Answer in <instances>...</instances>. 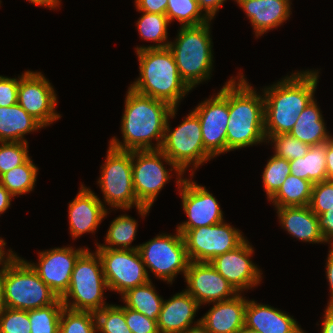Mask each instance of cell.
Wrapping results in <instances>:
<instances>
[{"label": "cell", "mask_w": 333, "mask_h": 333, "mask_svg": "<svg viewBox=\"0 0 333 333\" xmlns=\"http://www.w3.org/2000/svg\"><path fill=\"white\" fill-rule=\"evenodd\" d=\"M318 75V70H300L263 89L266 139L289 134L300 113L314 98Z\"/></svg>", "instance_id": "1"}, {"label": "cell", "mask_w": 333, "mask_h": 333, "mask_svg": "<svg viewBox=\"0 0 333 333\" xmlns=\"http://www.w3.org/2000/svg\"><path fill=\"white\" fill-rule=\"evenodd\" d=\"M124 107L121 120L123 142L114 136L109 141V146L121 151L161 149L167 118L173 107L161 100L139 94L130 87ZM154 139L157 141L155 145L152 143Z\"/></svg>", "instance_id": "2"}, {"label": "cell", "mask_w": 333, "mask_h": 333, "mask_svg": "<svg viewBox=\"0 0 333 333\" xmlns=\"http://www.w3.org/2000/svg\"><path fill=\"white\" fill-rule=\"evenodd\" d=\"M236 77L229 80L227 152L266 142L264 97L247 82L243 73Z\"/></svg>", "instance_id": "3"}, {"label": "cell", "mask_w": 333, "mask_h": 333, "mask_svg": "<svg viewBox=\"0 0 333 333\" xmlns=\"http://www.w3.org/2000/svg\"><path fill=\"white\" fill-rule=\"evenodd\" d=\"M140 76L129 86L135 92L161 100L171 107L192 90L178 73L169 48H145L136 52Z\"/></svg>", "instance_id": "4"}, {"label": "cell", "mask_w": 333, "mask_h": 333, "mask_svg": "<svg viewBox=\"0 0 333 333\" xmlns=\"http://www.w3.org/2000/svg\"><path fill=\"white\" fill-rule=\"evenodd\" d=\"M210 23L211 20L198 26H180L176 40L168 45L178 73L191 89L212 75L214 61Z\"/></svg>", "instance_id": "5"}, {"label": "cell", "mask_w": 333, "mask_h": 333, "mask_svg": "<svg viewBox=\"0 0 333 333\" xmlns=\"http://www.w3.org/2000/svg\"><path fill=\"white\" fill-rule=\"evenodd\" d=\"M7 308L32 310L55 303L59 297L27 260L14 254L0 276Z\"/></svg>", "instance_id": "6"}, {"label": "cell", "mask_w": 333, "mask_h": 333, "mask_svg": "<svg viewBox=\"0 0 333 333\" xmlns=\"http://www.w3.org/2000/svg\"><path fill=\"white\" fill-rule=\"evenodd\" d=\"M105 289L108 287L101 258L97 251L91 253L87 248L78 257L71 274L69 288L60 299L67 309L95 313L108 306L104 300Z\"/></svg>", "instance_id": "7"}, {"label": "cell", "mask_w": 333, "mask_h": 333, "mask_svg": "<svg viewBox=\"0 0 333 333\" xmlns=\"http://www.w3.org/2000/svg\"><path fill=\"white\" fill-rule=\"evenodd\" d=\"M177 107L172 108L165 126L161 151L183 172L190 168V176L194 170L214 157L205 149L202 140L201 124L197 114L191 111L176 129L171 130L169 120L177 114Z\"/></svg>", "instance_id": "8"}, {"label": "cell", "mask_w": 333, "mask_h": 333, "mask_svg": "<svg viewBox=\"0 0 333 333\" xmlns=\"http://www.w3.org/2000/svg\"><path fill=\"white\" fill-rule=\"evenodd\" d=\"M101 169L97 184L101 188L106 205L111 209L122 210H129L135 206L141 217H145L150 207L142 206L136 198L133 188L132 151H121L109 146Z\"/></svg>", "instance_id": "9"}, {"label": "cell", "mask_w": 333, "mask_h": 333, "mask_svg": "<svg viewBox=\"0 0 333 333\" xmlns=\"http://www.w3.org/2000/svg\"><path fill=\"white\" fill-rule=\"evenodd\" d=\"M166 162L177 174V186L184 180V173L160 150L132 151L133 188L138 202L142 206L152 207L157 195L167 181L170 172L165 168Z\"/></svg>", "instance_id": "10"}, {"label": "cell", "mask_w": 333, "mask_h": 333, "mask_svg": "<svg viewBox=\"0 0 333 333\" xmlns=\"http://www.w3.org/2000/svg\"><path fill=\"white\" fill-rule=\"evenodd\" d=\"M139 253L145 264L158 279L173 283L181 272L185 276L190 260L187 255L183 235L176 229V234L155 236L153 239L139 245Z\"/></svg>", "instance_id": "11"}, {"label": "cell", "mask_w": 333, "mask_h": 333, "mask_svg": "<svg viewBox=\"0 0 333 333\" xmlns=\"http://www.w3.org/2000/svg\"><path fill=\"white\" fill-rule=\"evenodd\" d=\"M184 238L187 255L193 262H210L238 247L246 238L226 222L194 229H177Z\"/></svg>", "instance_id": "12"}, {"label": "cell", "mask_w": 333, "mask_h": 333, "mask_svg": "<svg viewBox=\"0 0 333 333\" xmlns=\"http://www.w3.org/2000/svg\"><path fill=\"white\" fill-rule=\"evenodd\" d=\"M108 290L120 295L150 281L139 250L96 249Z\"/></svg>", "instance_id": "13"}, {"label": "cell", "mask_w": 333, "mask_h": 333, "mask_svg": "<svg viewBox=\"0 0 333 333\" xmlns=\"http://www.w3.org/2000/svg\"><path fill=\"white\" fill-rule=\"evenodd\" d=\"M200 121L205 149L216 157L227 152V124L229 120V80L217 95L199 103L193 110Z\"/></svg>", "instance_id": "14"}, {"label": "cell", "mask_w": 333, "mask_h": 333, "mask_svg": "<svg viewBox=\"0 0 333 333\" xmlns=\"http://www.w3.org/2000/svg\"><path fill=\"white\" fill-rule=\"evenodd\" d=\"M17 103L43 127L60 119L57 94L41 72L25 71L19 76Z\"/></svg>", "instance_id": "15"}, {"label": "cell", "mask_w": 333, "mask_h": 333, "mask_svg": "<svg viewBox=\"0 0 333 333\" xmlns=\"http://www.w3.org/2000/svg\"><path fill=\"white\" fill-rule=\"evenodd\" d=\"M191 180L185 177L177 187L188 220L177 225L176 229H194L223 222V211L217 199L205 186Z\"/></svg>", "instance_id": "16"}, {"label": "cell", "mask_w": 333, "mask_h": 333, "mask_svg": "<svg viewBox=\"0 0 333 333\" xmlns=\"http://www.w3.org/2000/svg\"><path fill=\"white\" fill-rule=\"evenodd\" d=\"M185 290L202 304L226 301L239 294L210 262L190 261L185 273Z\"/></svg>", "instance_id": "17"}, {"label": "cell", "mask_w": 333, "mask_h": 333, "mask_svg": "<svg viewBox=\"0 0 333 333\" xmlns=\"http://www.w3.org/2000/svg\"><path fill=\"white\" fill-rule=\"evenodd\" d=\"M245 239L238 247L216 256L210 263L238 293L260 284L262 271L252 262L253 247Z\"/></svg>", "instance_id": "18"}, {"label": "cell", "mask_w": 333, "mask_h": 333, "mask_svg": "<svg viewBox=\"0 0 333 333\" xmlns=\"http://www.w3.org/2000/svg\"><path fill=\"white\" fill-rule=\"evenodd\" d=\"M58 247L38 253V263L28 262L44 283L61 298L69 288L78 257L87 249Z\"/></svg>", "instance_id": "19"}, {"label": "cell", "mask_w": 333, "mask_h": 333, "mask_svg": "<svg viewBox=\"0 0 333 333\" xmlns=\"http://www.w3.org/2000/svg\"><path fill=\"white\" fill-rule=\"evenodd\" d=\"M88 187L81 184L80 191L69 203V230L73 240L85 233H94L107 216V208Z\"/></svg>", "instance_id": "20"}, {"label": "cell", "mask_w": 333, "mask_h": 333, "mask_svg": "<svg viewBox=\"0 0 333 333\" xmlns=\"http://www.w3.org/2000/svg\"><path fill=\"white\" fill-rule=\"evenodd\" d=\"M245 12L258 38L282 25L291 15V0H234Z\"/></svg>", "instance_id": "21"}, {"label": "cell", "mask_w": 333, "mask_h": 333, "mask_svg": "<svg viewBox=\"0 0 333 333\" xmlns=\"http://www.w3.org/2000/svg\"><path fill=\"white\" fill-rule=\"evenodd\" d=\"M245 325L261 333H306L293 316L255 300H247Z\"/></svg>", "instance_id": "22"}, {"label": "cell", "mask_w": 333, "mask_h": 333, "mask_svg": "<svg viewBox=\"0 0 333 333\" xmlns=\"http://www.w3.org/2000/svg\"><path fill=\"white\" fill-rule=\"evenodd\" d=\"M200 305L186 291L163 300L157 319L159 333H182L193 324L194 317Z\"/></svg>", "instance_id": "23"}, {"label": "cell", "mask_w": 333, "mask_h": 333, "mask_svg": "<svg viewBox=\"0 0 333 333\" xmlns=\"http://www.w3.org/2000/svg\"><path fill=\"white\" fill-rule=\"evenodd\" d=\"M242 294H237L234 298L214 302L200 322L211 333H238L245 325V309L247 300Z\"/></svg>", "instance_id": "24"}, {"label": "cell", "mask_w": 333, "mask_h": 333, "mask_svg": "<svg viewBox=\"0 0 333 333\" xmlns=\"http://www.w3.org/2000/svg\"><path fill=\"white\" fill-rule=\"evenodd\" d=\"M283 229L292 237L309 243H326L319 230L318 218L309 205L275 208Z\"/></svg>", "instance_id": "25"}, {"label": "cell", "mask_w": 333, "mask_h": 333, "mask_svg": "<svg viewBox=\"0 0 333 333\" xmlns=\"http://www.w3.org/2000/svg\"><path fill=\"white\" fill-rule=\"evenodd\" d=\"M316 101L313 98L308 103L289 132L291 136L310 146L326 143L333 138L327 132V127Z\"/></svg>", "instance_id": "26"}, {"label": "cell", "mask_w": 333, "mask_h": 333, "mask_svg": "<svg viewBox=\"0 0 333 333\" xmlns=\"http://www.w3.org/2000/svg\"><path fill=\"white\" fill-rule=\"evenodd\" d=\"M44 128L18 103L0 107V142H28L25 134Z\"/></svg>", "instance_id": "27"}, {"label": "cell", "mask_w": 333, "mask_h": 333, "mask_svg": "<svg viewBox=\"0 0 333 333\" xmlns=\"http://www.w3.org/2000/svg\"><path fill=\"white\" fill-rule=\"evenodd\" d=\"M326 143L310 146L301 158L289 161L291 174L312 184L326 181Z\"/></svg>", "instance_id": "28"}, {"label": "cell", "mask_w": 333, "mask_h": 333, "mask_svg": "<svg viewBox=\"0 0 333 333\" xmlns=\"http://www.w3.org/2000/svg\"><path fill=\"white\" fill-rule=\"evenodd\" d=\"M152 284L150 280L146 284L131 288L122 294L121 298L126 308L137 311L149 319L157 320L164 299L157 294Z\"/></svg>", "instance_id": "29"}, {"label": "cell", "mask_w": 333, "mask_h": 333, "mask_svg": "<svg viewBox=\"0 0 333 333\" xmlns=\"http://www.w3.org/2000/svg\"><path fill=\"white\" fill-rule=\"evenodd\" d=\"M312 186L310 181L290 174L269 201L275 208L307 206L310 204Z\"/></svg>", "instance_id": "30"}, {"label": "cell", "mask_w": 333, "mask_h": 333, "mask_svg": "<svg viewBox=\"0 0 333 333\" xmlns=\"http://www.w3.org/2000/svg\"><path fill=\"white\" fill-rule=\"evenodd\" d=\"M137 226L138 223L134 218L121 214L110 223L104 240L106 244L96 243V249L138 250L139 245L131 247V243L135 240Z\"/></svg>", "instance_id": "31"}, {"label": "cell", "mask_w": 333, "mask_h": 333, "mask_svg": "<svg viewBox=\"0 0 333 333\" xmlns=\"http://www.w3.org/2000/svg\"><path fill=\"white\" fill-rule=\"evenodd\" d=\"M142 16L137 21V29L141 38L144 40H148L150 42H155L154 45L145 46H137L136 52L145 48H167L169 45L168 39V26L169 20L166 15L156 14V13H146L143 11Z\"/></svg>", "instance_id": "32"}, {"label": "cell", "mask_w": 333, "mask_h": 333, "mask_svg": "<svg viewBox=\"0 0 333 333\" xmlns=\"http://www.w3.org/2000/svg\"><path fill=\"white\" fill-rule=\"evenodd\" d=\"M38 170V167H36L30 157L25 163L3 173L0 176V184L13 197L26 194L34 189Z\"/></svg>", "instance_id": "33"}, {"label": "cell", "mask_w": 333, "mask_h": 333, "mask_svg": "<svg viewBox=\"0 0 333 333\" xmlns=\"http://www.w3.org/2000/svg\"><path fill=\"white\" fill-rule=\"evenodd\" d=\"M165 15L170 24L176 19L181 27L198 26L210 21L200 10L197 0H168Z\"/></svg>", "instance_id": "34"}, {"label": "cell", "mask_w": 333, "mask_h": 333, "mask_svg": "<svg viewBox=\"0 0 333 333\" xmlns=\"http://www.w3.org/2000/svg\"><path fill=\"white\" fill-rule=\"evenodd\" d=\"M64 305L59 298L55 303L28 310L31 333H59V323Z\"/></svg>", "instance_id": "35"}, {"label": "cell", "mask_w": 333, "mask_h": 333, "mask_svg": "<svg viewBox=\"0 0 333 333\" xmlns=\"http://www.w3.org/2000/svg\"><path fill=\"white\" fill-rule=\"evenodd\" d=\"M95 313L63 308L59 323V333H96Z\"/></svg>", "instance_id": "36"}, {"label": "cell", "mask_w": 333, "mask_h": 333, "mask_svg": "<svg viewBox=\"0 0 333 333\" xmlns=\"http://www.w3.org/2000/svg\"><path fill=\"white\" fill-rule=\"evenodd\" d=\"M290 174L289 161L273 154L262 174V183L268 200L279 190Z\"/></svg>", "instance_id": "37"}, {"label": "cell", "mask_w": 333, "mask_h": 333, "mask_svg": "<svg viewBox=\"0 0 333 333\" xmlns=\"http://www.w3.org/2000/svg\"><path fill=\"white\" fill-rule=\"evenodd\" d=\"M97 332L132 333L126 324L125 306L109 304L95 312Z\"/></svg>", "instance_id": "38"}, {"label": "cell", "mask_w": 333, "mask_h": 333, "mask_svg": "<svg viewBox=\"0 0 333 333\" xmlns=\"http://www.w3.org/2000/svg\"><path fill=\"white\" fill-rule=\"evenodd\" d=\"M266 142L273 144L275 155L288 161L303 157L310 149V145L303 143L290 134L269 136Z\"/></svg>", "instance_id": "39"}, {"label": "cell", "mask_w": 333, "mask_h": 333, "mask_svg": "<svg viewBox=\"0 0 333 333\" xmlns=\"http://www.w3.org/2000/svg\"><path fill=\"white\" fill-rule=\"evenodd\" d=\"M29 158L28 142H0V176Z\"/></svg>", "instance_id": "40"}, {"label": "cell", "mask_w": 333, "mask_h": 333, "mask_svg": "<svg viewBox=\"0 0 333 333\" xmlns=\"http://www.w3.org/2000/svg\"><path fill=\"white\" fill-rule=\"evenodd\" d=\"M28 310L6 308L0 314V333H31Z\"/></svg>", "instance_id": "41"}, {"label": "cell", "mask_w": 333, "mask_h": 333, "mask_svg": "<svg viewBox=\"0 0 333 333\" xmlns=\"http://www.w3.org/2000/svg\"><path fill=\"white\" fill-rule=\"evenodd\" d=\"M309 207L316 216L333 208V182L322 181L313 184Z\"/></svg>", "instance_id": "42"}, {"label": "cell", "mask_w": 333, "mask_h": 333, "mask_svg": "<svg viewBox=\"0 0 333 333\" xmlns=\"http://www.w3.org/2000/svg\"><path fill=\"white\" fill-rule=\"evenodd\" d=\"M125 320L132 333H159L157 320L125 307Z\"/></svg>", "instance_id": "43"}, {"label": "cell", "mask_w": 333, "mask_h": 333, "mask_svg": "<svg viewBox=\"0 0 333 333\" xmlns=\"http://www.w3.org/2000/svg\"><path fill=\"white\" fill-rule=\"evenodd\" d=\"M19 87L18 78H10L0 75V107H8L17 103Z\"/></svg>", "instance_id": "44"}, {"label": "cell", "mask_w": 333, "mask_h": 333, "mask_svg": "<svg viewBox=\"0 0 333 333\" xmlns=\"http://www.w3.org/2000/svg\"><path fill=\"white\" fill-rule=\"evenodd\" d=\"M319 230L326 243H331L333 247V208H329V211L324 212L322 215H318Z\"/></svg>", "instance_id": "45"}, {"label": "cell", "mask_w": 333, "mask_h": 333, "mask_svg": "<svg viewBox=\"0 0 333 333\" xmlns=\"http://www.w3.org/2000/svg\"><path fill=\"white\" fill-rule=\"evenodd\" d=\"M137 11L166 14L168 0H135Z\"/></svg>", "instance_id": "46"}, {"label": "cell", "mask_w": 333, "mask_h": 333, "mask_svg": "<svg viewBox=\"0 0 333 333\" xmlns=\"http://www.w3.org/2000/svg\"><path fill=\"white\" fill-rule=\"evenodd\" d=\"M224 1L226 0H197L200 10L209 20L216 16Z\"/></svg>", "instance_id": "47"}, {"label": "cell", "mask_w": 333, "mask_h": 333, "mask_svg": "<svg viewBox=\"0 0 333 333\" xmlns=\"http://www.w3.org/2000/svg\"><path fill=\"white\" fill-rule=\"evenodd\" d=\"M330 250L328 251V257L326 262V277L329 282L330 291V299L328 301L327 306H333V247L330 246Z\"/></svg>", "instance_id": "48"}, {"label": "cell", "mask_w": 333, "mask_h": 333, "mask_svg": "<svg viewBox=\"0 0 333 333\" xmlns=\"http://www.w3.org/2000/svg\"><path fill=\"white\" fill-rule=\"evenodd\" d=\"M326 181L333 182V138L326 142Z\"/></svg>", "instance_id": "49"}, {"label": "cell", "mask_w": 333, "mask_h": 333, "mask_svg": "<svg viewBox=\"0 0 333 333\" xmlns=\"http://www.w3.org/2000/svg\"><path fill=\"white\" fill-rule=\"evenodd\" d=\"M321 333H333V306H326Z\"/></svg>", "instance_id": "50"}, {"label": "cell", "mask_w": 333, "mask_h": 333, "mask_svg": "<svg viewBox=\"0 0 333 333\" xmlns=\"http://www.w3.org/2000/svg\"><path fill=\"white\" fill-rule=\"evenodd\" d=\"M13 195L0 184V215L10 207Z\"/></svg>", "instance_id": "51"}, {"label": "cell", "mask_w": 333, "mask_h": 333, "mask_svg": "<svg viewBox=\"0 0 333 333\" xmlns=\"http://www.w3.org/2000/svg\"><path fill=\"white\" fill-rule=\"evenodd\" d=\"M5 246L6 242L4 241V239H0V276L6 263L13 257L14 254H16L15 252L13 253L12 249L7 250L8 252H5V250H3L6 248Z\"/></svg>", "instance_id": "52"}, {"label": "cell", "mask_w": 333, "mask_h": 333, "mask_svg": "<svg viewBox=\"0 0 333 333\" xmlns=\"http://www.w3.org/2000/svg\"><path fill=\"white\" fill-rule=\"evenodd\" d=\"M31 2L32 4L36 6H43V7H48L51 10H54L60 6V1L61 0H26Z\"/></svg>", "instance_id": "53"}, {"label": "cell", "mask_w": 333, "mask_h": 333, "mask_svg": "<svg viewBox=\"0 0 333 333\" xmlns=\"http://www.w3.org/2000/svg\"><path fill=\"white\" fill-rule=\"evenodd\" d=\"M195 326H190L187 330L182 333H211L201 322L200 319L194 322Z\"/></svg>", "instance_id": "54"}, {"label": "cell", "mask_w": 333, "mask_h": 333, "mask_svg": "<svg viewBox=\"0 0 333 333\" xmlns=\"http://www.w3.org/2000/svg\"><path fill=\"white\" fill-rule=\"evenodd\" d=\"M5 298H4V289L0 279V314L6 309Z\"/></svg>", "instance_id": "55"}, {"label": "cell", "mask_w": 333, "mask_h": 333, "mask_svg": "<svg viewBox=\"0 0 333 333\" xmlns=\"http://www.w3.org/2000/svg\"><path fill=\"white\" fill-rule=\"evenodd\" d=\"M238 333H261L257 330L251 329L249 327H247L246 325H244L239 331Z\"/></svg>", "instance_id": "56"}]
</instances>
